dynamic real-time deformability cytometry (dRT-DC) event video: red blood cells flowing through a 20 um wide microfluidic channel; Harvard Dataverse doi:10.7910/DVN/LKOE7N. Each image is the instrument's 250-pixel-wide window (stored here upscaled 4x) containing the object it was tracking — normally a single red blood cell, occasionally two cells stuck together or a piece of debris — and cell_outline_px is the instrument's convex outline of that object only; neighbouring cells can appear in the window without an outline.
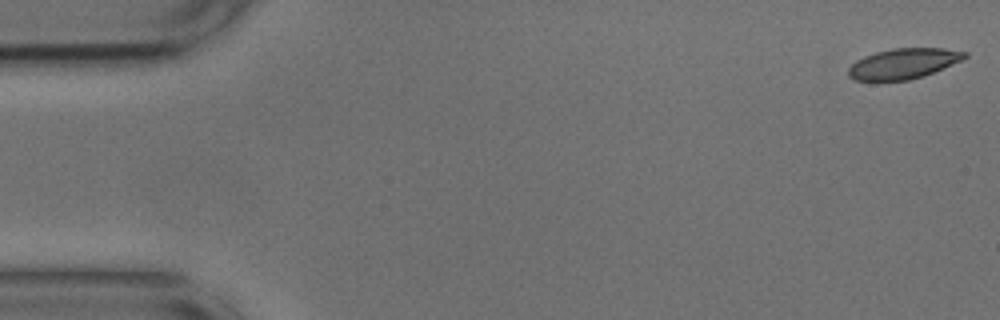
{"species": "common noctule bat (a hibernating species)", "species_latin": "Nyctalus noctula", "temperature_condition": "cold", "stored_images_in_passage": 7, "camera_frame_rate_fps": 3000, "um_per_image_px": 0.085, "animal": {"sex": "male", "body_mass_g": 17.9, "forearm_length_mm": 54.2}, "frame": {"image": 1, "passage_image": 1, "time_ms": 0.0, "image_size_px": [1000, 320], "cell_outline_px": [[968, 56], [952, 64], [924, 76], [908, 80], [856, 80], [848, 76], [848, 68], [856, 60], [864, 56], [876, 52], [892, 48], [944, 48], [968, 52]], "centroid_in_image_um": [76.78, 5.39], "position_along_channel_um": 8.2, "area_um2": 20.46}}